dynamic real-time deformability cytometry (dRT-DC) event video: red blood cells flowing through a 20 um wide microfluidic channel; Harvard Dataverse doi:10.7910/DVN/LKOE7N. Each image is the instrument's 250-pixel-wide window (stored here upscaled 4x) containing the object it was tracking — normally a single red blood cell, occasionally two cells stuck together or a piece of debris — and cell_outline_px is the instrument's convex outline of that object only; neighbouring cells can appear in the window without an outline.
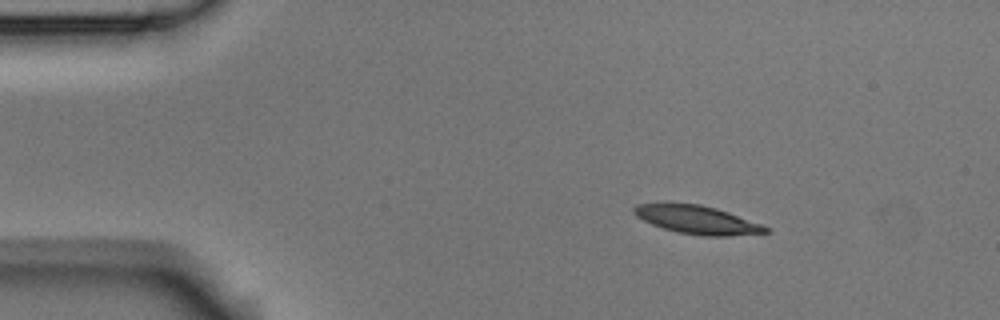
{"species": "Egyptian fruit bat (a non-hibernating species)", "species_latin": "Rousettus aegyptiacus", "temperature_condition": "room temperature", "stored_images_in_passage": 3, "camera_frame_rate_fps": 3000, "um_per_image_px": 0.085, "animal": {"sex": "male"}, "frame": {"image": 1, "passage_image": 1, "time_ms": 0.0, "image_size_px": [1000, 320], "cell_outline_px": [[772, 232], [728, 236], [704, 236], [680, 232], [664, 228], [652, 224], [636, 216], [632, 212], [632, 208], [636, 204], [700, 204], [716, 208], [728, 212], [760, 224], [768, 228]], "centroid_in_image_um": [59.27, 18.69], "position_along_channel_um": 25.7, "area_um2": 21.27}}